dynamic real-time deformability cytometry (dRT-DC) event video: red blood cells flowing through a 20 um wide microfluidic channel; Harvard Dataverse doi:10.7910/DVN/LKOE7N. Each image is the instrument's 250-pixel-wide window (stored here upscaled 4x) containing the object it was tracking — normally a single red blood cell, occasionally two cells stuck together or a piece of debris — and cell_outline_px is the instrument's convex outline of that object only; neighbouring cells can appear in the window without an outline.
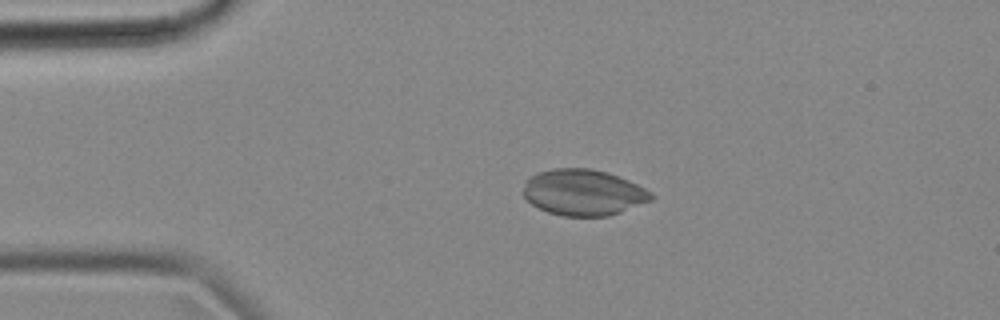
{"species": "common noctule bat (a hibernating species)", "species_latin": "Nyctalus noctula", "temperature_condition": "cold", "stored_images_in_passage": 48, "camera_frame_rate_fps": 3000, "um_per_image_px": 0.085, "animal": {"sex": "female", "body_mass_g": 18.4}, "frame": {"image": 1, "passage_image": 11, "time_ms": 3.333, "image_size_px": [1000, 320], "cell_outline_px": [[656, 196], [652, 200], [620, 212], [608, 216], [564, 216], [548, 212], [532, 204], [524, 196], [524, 184], [532, 176], [540, 172], [552, 168], [592, 168], [608, 172], [628, 180], [652, 192]], "centroid_in_image_um": [49.62, 16.35], "position_along_channel_um": 35.4, "area_um2": 34.22}}